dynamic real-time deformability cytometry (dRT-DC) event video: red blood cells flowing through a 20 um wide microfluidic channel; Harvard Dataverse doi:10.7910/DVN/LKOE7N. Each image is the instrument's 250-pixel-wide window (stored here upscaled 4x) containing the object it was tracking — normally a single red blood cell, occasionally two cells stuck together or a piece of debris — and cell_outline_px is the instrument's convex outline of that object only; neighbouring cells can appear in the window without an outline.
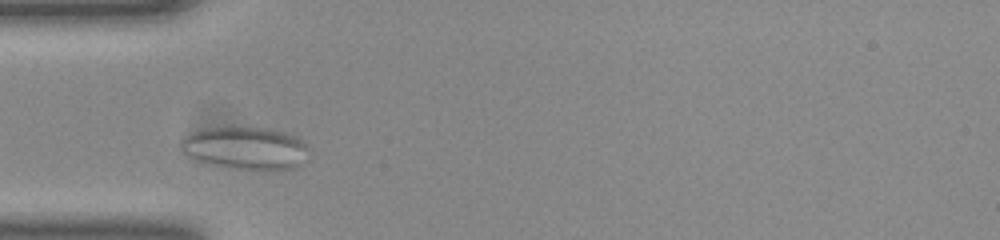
{"species": "common noctule bat (a hibernating species)", "species_latin": "Nyctalus noctula", "temperature_condition": "room temperature", "stored_images_in_passage": 33, "camera_frame_rate_fps": 3000, "um_per_image_px": 0.085, "animal": {"sex": "female", "body_mass_g": 23.0, "forearm_length_mm": 53.4}, "frame": {"image": 1, "passage_image": 5, "time_ms": 1.333, "image_size_px": [1000, 240], "cell_outline_px": [[308, 148], [300, 164], [296, 168], [228, 168], [200, 160], [184, 152], [180, 144], [180, 140], [192, 132], [204, 128], [268, 128], [284, 132], [296, 136]], "centroid_in_image_um": [20.84, 12.56], "position_along_channel_um": 64.2, "area_um2": 30.63}}
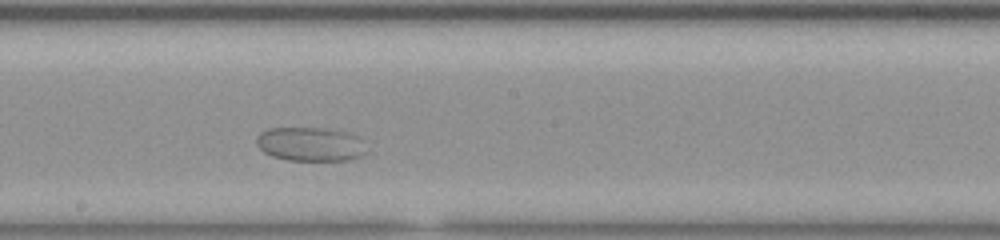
{"frame": {"image": 2, "passage_image": 18, "time_ms": 5.667, "image_size_px": [1000, 240], "cell_outline_px": [[368, 152], [360, 156], [348, 160], [288, 160], [272, 156], [264, 152], [256, 144], [256, 136], [260, 132], [268, 128], [328, 128], [348, 132], [360, 136]], "centroid_in_image_um": [26.4, 12.24], "position_along_channel_um": 221.8, "area_um2": 22.08}}
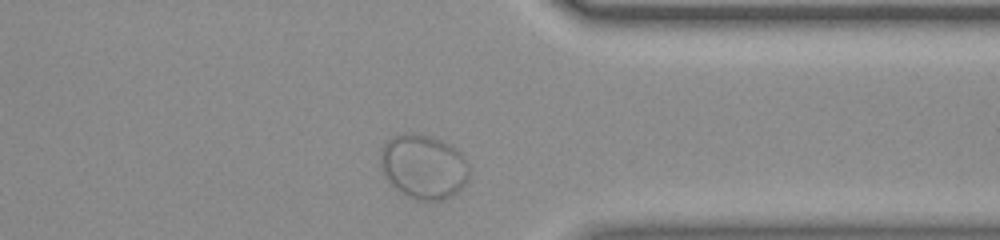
{"frame": {"image": 3, "passage_image": 31, "time_ms": 10.0, "image_size_px": [1000, 240], "cell_outline_px": [[468, 180], [452, 196], [444, 200], [420, 200], [408, 196], [400, 192], [384, 176], [380, 164], [380, 152], [384, 144], [392, 136], [400, 132], [416, 132], [432, 136], [452, 144], [460, 152], [468, 164]], "centroid_in_image_um": [35.98, 14.12], "position_along_channel_um": 375.4, "area_um2": 33.64}}